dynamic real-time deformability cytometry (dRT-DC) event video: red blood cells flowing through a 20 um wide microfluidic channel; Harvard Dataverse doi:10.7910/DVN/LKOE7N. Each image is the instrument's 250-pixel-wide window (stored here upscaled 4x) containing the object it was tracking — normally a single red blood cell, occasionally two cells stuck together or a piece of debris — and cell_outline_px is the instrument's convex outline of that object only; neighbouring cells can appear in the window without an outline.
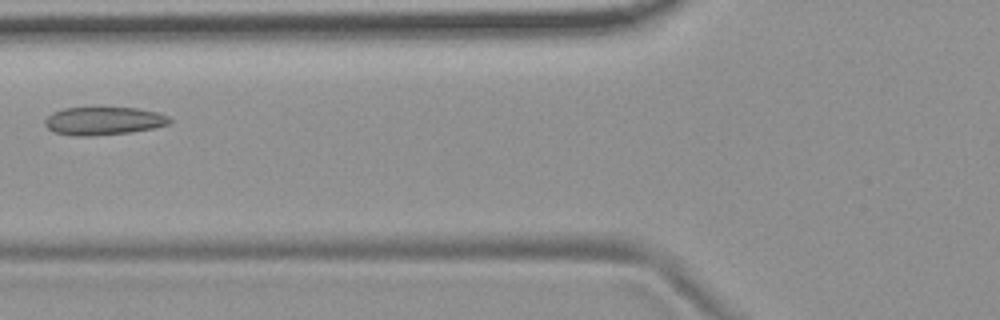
{"species": "common noctule bat (a hibernating species)", "species_latin": "Nyctalus noctula", "temperature_condition": "room temperature", "stored_images_in_passage": 6, "camera_frame_rate_fps": 3000, "um_per_image_px": 0.085, "animal": {"sex": "female", "body_mass_g": 19.9}, "frame": {"image": 1, "passage_image": 5, "time_ms": 4.667, "image_size_px": [1000, 320], "cell_outline_px": [[172, 120], [168, 124], [152, 128], [128, 132], [92, 136], [72, 136], [52, 132], [44, 124], [44, 120], [52, 112], [64, 108], [136, 108], [160, 112], [168, 116]], "centroid_in_image_um": [8.77, 10.28], "position_along_channel_um": 117.0, "area_um2": 20.4}}
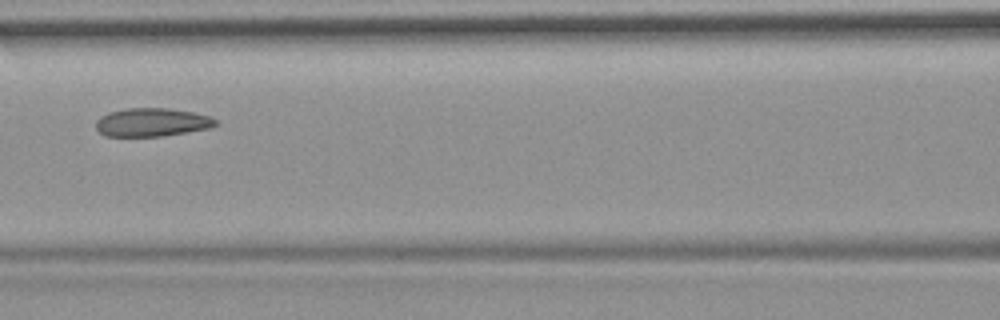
{"frame": {"image": 2, "passage_image": 6, "time_ms": 5.667, "image_size_px": [1000, 320], "cell_outline_px": [[216, 124], [208, 128], [160, 136], [104, 136], [96, 128], [96, 120], [100, 116], [108, 112], [124, 108], [168, 108], [196, 112], [208, 116], [216, 120]], "centroid_in_image_um": [12.86, 10.38], "position_along_channel_um": 153.7, "area_um2": 19.71}}